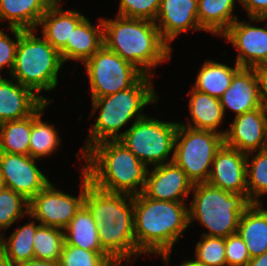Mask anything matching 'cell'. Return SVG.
Returning a JSON list of instances; mask_svg holds the SVG:
<instances>
[{"label":"cell","mask_w":267,"mask_h":266,"mask_svg":"<svg viewBox=\"0 0 267 266\" xmlns=\"http://www.w3.org/2000/svg\"><path fill=\"white\" fill-rule=\"evenodd\" d=\"M35 161L30 155L0 152L5 187L23 195L28 201L50 183Z\"/></svg>","instance_id":"obj_13"},{"label":"cell","mask_w":267,"mask_h":266,"mask_svg":"<svg viewBox=\"0 0 267 266\" xmlns=\"http://www.w3.org/2000/svg\"><path fill=\"white\" fill-rule=\"evenodd\" d=\"M98 225L83 204L64 229L65 243L88 251L106 252L100 244Z\"/></svg>","instance_id":"obj_24"},{"label":"cell","mask_w":267,"mask_h":266,"mask_svg":"<svg viewBox=\"0 0 267 266\" xmlns=\"http://www.w3.org/2000/svg\"><path fill=\"white\" fill-rule=\"evenodd\" d=\"M223 144L220 133L189 128L179 122L172 162L185 172L193 185L206 183L215 154Z\"/></svg>","instance_id":"obj_8"},{"label":"cell","mask_w":267,"mask_h":266,"mask_svg":"<svg viewBox=\"0 0 267 266\" xmlns=\"http://www.w3.org/2000/svg\"><path fill=\"white\" fill-rule=\"evenodd\" d=\"M195 248V259L207 266H227L225 238L201 235Z\"/></svg>","instance_id":"obj_35"},{"label":"cell","mask_w":267,"mask_h":266,"mask_svg":"<svg viewBox=\"0 0 267 266\" xmlns=\"http://www.w3.org/2000/svg\"><path fill=\"white\" fill-rule=\"evenodd\" d=\"M161 0H120L117 15L155 21Z\"/></svg>","instance_id":"obj_36"},{"label":"cell","mask_w":267,"mask_h":266,"mask_svg":"<svg viewBox=\"0 0 267 266\" xmlns=\"http://www.w3.org/2000/svg\"><path fill=\"white\" fill-rule=\"evenodd\" d=\"M225 256L227 266H248L251 258L238 232L225 237Z\"/></svg>","instance_id":"obj_37"},{"label":"cell","mask_w":267,"mask_h":266,"mask_svg":"<svg viewBox=\"0 0 267 266\" xmlns=\"http://www.w3.org/2000/svg\"><path fill=\"white\" fill-rule=\"evenodd\" d=\"M178 125L179 122H165L146 115L121 132L118 141L146 166L167 164L173 161V154L170 160L168 156L174 153Z\"/></svg>","instance_id":"obj_9"},{"label":"cell","mask_w":267,"mask_h":266,"mask_svg":"<svg viewBox=\"0 0 267 266\" xmlns=\"http://www.w3.org/2000/svg\"><path fill=\"white\" fill-rule=\"evenodd\" d=\"M91 183L110 193L138 195L144 191L148 166L118 140L92 146L82 157Z\"/></svg>","instance_id":"obj_4"},{"label":"cell","mask_w":267,"mask_h":266,"mask_svg":"<svg viewBox=\"0 0 267 266\" xmlns=\"http://www.w3.org/2000/svg\"><path fill=\"white\" fill-rule=\"evenodd\" d=\"M59 266H120L107 252L81 249L64 242Z\"/></svg>","instance_id":"obj_33"},{"label":"cell","mask_w":267,"mask_h":266,"mask_svg":"<svg viewBox=\"0 0 267 266\" xmlns=\"http://www.w3.org/2000/svg\"><path fill=\"white\" fill-rule=\"evenodd\" d=\"M0 266H17V264L12 262L0 251Z\"/></svg>","instance_id":"obj_44"},{"label":"cell","mask_w":267,"mask_h":266,"mask_svg":"<svg viewBox=\"0 0 267 266\" xmlns=\"http://www.w3.org/2000/svg\"><path fill=\"white\" fill-rule=\"evenodd\" d=\"M32 115L0 124V152L29 155Z\"/></svg>","instance_id":"obj_30"},{"label":"cell","mask_w":267,"mask_h":266,"mask_svg":"<svg viewBox=\"0 0 267 266\" xmlns=\"http://www.w3.org/2000/svg\"><path fill=\"white\" fill-rule=\"evenodd\" d=\"M237 19L221 36L238 50L240 67L267 70V24L264 28Z\"/></svg>","instance_id":"obj_12"},{"label":"cell","mask_w":267,"mask_h":266,"mask_svg":"<svg viewBox=\"0 0 267 266\" xmlns=\"http://www.w3.org/2000/svg\"><path fill=\"white\" fill-rule=\"evenodd\" d=\"M92 98L115 94L132 87L144 74L104 45L87 61Z\"/></svg>","instance_id":"obj_10"},{"label":"cell","mask_w":267,"mask_h":266,"mask_svg":"<svg viewBox=\"0 0 267 266\" xmlns=\"http://www.w3.org/2000/svg\"><path fill=\"white\" fill-rule=\"evenodd\" d=\"M64 242V230L40 225L34 235V259L59 262Z\"/></svg>","instance_id":"obj_32"},{"label":"cell","mask_w":267,"mask_h":266,"mask_svg":"<svg viewBox=\"0 0 267 266\" xmlns=\"http://www.w3.org/2000/svg\"><path fill=\"white\" fill-rule=\"evenodd\" d=\"M197 12L198 0H161L154 22L162 39L170 46L175 37L184 31L203 30Z\"/></svg>","instance_id":"obj_18"},{"label":"cell","mask_w":267,"mask_h":266,"mask_svg":"<svg viewBox=\"0 0 267 266\" xmlns=\"http://www.w3.org/2000/svg\"><path fill=\"white\" fill-rule=\"evenodd\" d=\"M84 205L99 224L102 248L120 266H124L122 260L128 264L132 256H136L133 262L142 255L134 238V196L106 192L91 183L86 189Z\"/></svg>","instance_id":"obj_1"},{"label":"cell","mask_w":267,"mask_h":266,"mask_svg":"<svg viewBox=\"0 0 267 266\" xmlns=\"http://www.w3.org/2000/svg\"><path fill=\"white\" fill-rule=\"evenodd\" d=\"M40 1L46 9L61 8L60 6L61 0H40Z\"/></svg>","instance_id":"obj_43"},{"label":"cell","mask_w":267,"mask_h":266,"mask_svg":"<svg viewBox=\"0 0 267 266\" xmlns=\"http://www.w3.org/2000/svg\"><path fill=\"white\" fill-rule=\"evenodd\" d=\"M50 103L44 102L33 114H32V130L29 144V155L34 159H39L52 155L54 151H57L61 142L59 138L58 130L53 125L48 124L42 120V113Z\"/></svg>","instance_id":"obj_28"},{"label":"cell","mask_w":267,"mask_h":266,"mask_svg":"<svg viewBox=\"0 0 267 266\" xmlns=\"http://www.w3.org/2000/svg\"><path fill=\"white\" fill-rule=\"evenodd\" d=\"M43 103L30 88L0 76V124L27 118Z\"/></svg>","instance_id":"obj_19"},{"label":"cell","mask_w":267,"mask_h":266,"mask_svg":"<svg viewBox=\"0 0 267 266\" xmlns=\"http://www.w3.org/2000/svg\"><path fill=\"white\" fill-rule=\"evenodd\" d=\"M251 203L240 217L238 233L246 244L250 258L267 251V209ZM261 206V207H260Z\"/></svg>","instance_id":"obj_21"},{"label":"cell","mask_w":267,"mask_h":266,"mask_svg":"<svg viewBox=\"0 0 267 266\" xmlns=\"http://www.w3.org/2000/svg\"><path fill=\"white\" fill-rule=\"evenodd\" d=\"M103 22L93 26L87 17L72 31L70 41L59 51L63 63L76 60L84 63L90 59L102 46Z\"/></svg>","instance_id":"obj_20"},{"label":"cell","mask_w":267,"mask_h":266,"mask_svg":"<svg viewBox=\"0 0 267 266\" xmlns=\"http://www.w3.org/2000/svg\"><path fill=\"white\" fill-rule=\"evenodd\" d=\"M247 154L226 145L216 152L206 183L231 193L242 194L248 200Z\"/></svg>","instance_id":"obj_15"},{"label":"cell","mask_w":267,"mask_h":266,"mask_svg":"<svg viewBox=\"0 0 267 266\" xmlns=\"http://www.w3.org/2000/svg\"><path fill=\"white\" fill-rule=\"evenodd\" d=\"M14 36L15 40L10 38L3 30L0 29V72L4 69V66H8L9 74L12 72L14 60L16 56V49L19 42L20 35L25 31L18 28H9ZM2 74L0 73V76Z\"/></svg>","instance_id":"obj_38"},{"label":"cell","mask_w":267,"mask_h":266,"mask_svg":"<svg viewBox=\"0 0 267 266\" xmlns=\"http://www.w3.org/2000/svg\"><path fill=\"white\" fill-rule=\"evenodd\" d=\"M34 30H25L19 37L11 78L30 88L44 102L51 100L40 95L57 87L63 61L60 53Z\"/></svg>","instance_id":"obj_6"},{"label":"cell","mask_w":267,"mask_h":266,"mask_svg":"<svg viewBox=\"0 0 267 266\" xmlns=\"http://www.w3.org/2000/svg\"><path fill=\"white\" fill-rule=\"evenodd\" d=\"M224 145L244 153L267 149V112L263 107L235 116L224 130Z\"/></svg>","instance_id":"obj_14"},{"label":"cell","mask_w":267,"mask_h":266,"mask_svg":"<svg viewBox=\"0 0 267 266\" xmlns=\"http://www.w3.org/2000/svg\"><path fill=\"white\" fill-rule=\"evenodd\" d=\"M104 46L133 64L144 75L171 59L172 48L161 37L154 21L117 15L102 18Z\"/></svg>","instance_id":"obj_3"},{"label":"cell","mask_w":267,"mask_h":266,"mask_svg":"<svg viewBox=\"0 0 267 266\" xmlns=\"http://www.w3.org/2000/svg\"><path fill=\"white\" fill-rule=\"evenodd\" d=\"M186 202L158 201L134 195V238L144 255H159L168 264L174 243L189 226Z\"/></svg>","instance_id":"obj_2"},{"label":"cell","mask_w":267,"mask_h":266,"mask_svg":"<svg viewBox=\"0 0 267 266\" xmlns=\"http://www.w3.org/2000/svg\"><path fill=\"white\" fill-rule=\"evenodd\" d=\"M17 266H59V262L31 259L28 261L17 263Z\"/></svg>","instance_id":"obj_40"},{"label":"cell","mask_w":267,"mask_h":266,"mask_svg":"<svg viewBox=\"0 0 267 266\" xmlns=\"http://www.w3.org/2000/svg\"><path fill=\"white\" fill-rule=\"evenodd\" d=\"M262 107L267 112V70H262Z\"/></svg>","instance_id":"obj_41"},{"label":"cell","mask_w":267,"mask_h":266,"mask_svg":"<svg viewBox=\"0 0 267 266\" xmlns=\"http://www.w3.org/2000/svg\"><path fill=\"white\" fill-rule=\"evenodd\" d=\"M241 67L235 62L234 67L217 61H205L198 72L193 88L199 92L220 98L231 85L234 74Z\"/></svg>","instance_id":"obj_27"},{"label":"cell","mask_w":267,"mask_h":266,"mask_svg":"<svg viewBox=\"0 0 267 266\" xmlns=\"http://www.w3.org/2000/svg\"><path fill=\"white\" fill-rule=\"evenodd\" d=\"M188 207L189 225L196 219L208 232L204 236L225 238L238 232L240 217L251 204L242 194L231 193L208 183L194 184Z\"/></svg>","instance_id":"obj_7"},{"label":"cell","mask_w":267,"mask_h":266,"mask_svg":"<svg viewBox=\"0 0 267 266\" xmlns=\"http://www.w3.org/2000/svg\"><path fill=\"white\" fill-rule=\"evenodd\" d=\"M246 9L249 18H265L267 16V0H239Z\"/></svg>","instance_id":"obj_39"},{"label":"cell","mask_w":267,"mask_h":266,"mask_svg":"<svg viewBox=\"0 0 267 266\" xmlns=\"http://www.w3.org/2000/svg\"><path fill=\"white\" fill-rule=\"evenodd\" d=\"M189 111L191 119L189 123H181L189 128L209 130L224 136L225 131H219L224 119V113L219 98L197 91L192 87L190 92Z\"/></svg>","instance_id":"obj_22"},{"label":"cell","mask_w":267,"mask_h":266,"mask_svg":"<svg viewBox=\"0 0 267 266\" xmlns=\"http://www.w3.org/2000/svg\"><path fill=\"white\" fill-rule=\"evenodd\" d=\"M46 11L40 0H0V20L9 28L36 31Z\"/></svg>","instance_id":"obj_25"},{"label":"cell","mask_w":267,"mask_h":266,"mask_svg":"<svg viewBox=\"0 0 267 266\" xmlns=\"http://www.w3.org/2000/svg\"><path fill=\"white\" fill-rule=\"evenodd\" d=\"M25 209V210H24ZM29 215V201L10 188L0 190V230L4 231L17 219Z\"/></svg>","instance_id":"obj_34"},{"label":"cell","mask_w":267,"mask_h":266,"mask_svg":"<svg viewBox=\"0 0 267 266\" xmlns=\"http://www.w3.org/2000/svg\"><path fill=\"white\" fill-rule=\"evenodd\" d=\"M151 76L143 75L132 87L104 97L92 98L91 117L100 108L94 126L90 129L86 145L82 148L84 155L92 146L105 140H118V132L133 117L134 121L143 118L144 106L156 104L157 93Z\"/></svg>","instance_id":"obj_5"},{"label":"cell","mask_w":267,"mask_h":266,"mask_svg":"<svg viewBox=\"0 0 267 266\" xmlns=\"http://www.w3.org/2000/svg\"><path fill=\"white\" fill-rule=\"evenodd\" d=\"M148 168L143 193L158 201L186 202L193 183L185 172L173 162Z\"/></svg>","instance_id":"obj_17"},{"label":"cell","mask_w":267,"mask_h":266,"mask_svg":"<svg viewBox=\"0 0 267 266\" xmlns=\"http://www.w3.org/2000/svg\"><path fill=\"white\" fill-rule=\"evenodd\" d=\"M248 266H267V251L260 256L250 259Z\"/></svg>","instance_id":"obj_42"},{"label":"cell","mask_w":267,"mask_h":266,"mask_svg":"<svg viewBox=\"0 0 267 266\" xmlns=\"http://www.w3.org/2000/svg\"><path fill=\"white\" fill-rule=\"evenodd\" d=\"M234 6L235 0H198L200 27L221 36L238 19L232 14Z\"/></svg>","instance_id":"obj_26"},{"label":"cell","mask_w":267,"mask_h":266,"mask_svg":"<svg viewBox=\"0 0 267 266\" xmlns=\"http://www.w3.org/2000/svg\"><path fill=\"white\" fill-rule=\"evenodd\" d=\"M246 175L248 201L262 203L258 198L267 194V149L247 153Z\"/></svg>","instance_id":"obj_31"},{"label":"cell","mask_w":267,"mask_h":266,"mask_svg":"<svg viewBox=\"0 0 267 266\" xmlns=\"http://www.w3.org/2000/svg\"><path fill=\"white\" fill-rule=\"evenodd\" d=\"M250 20L252 21V22H256V23H258V22H261L262 20L263 21H267V16L265 17V18H250Z\"/></svg>","instance_id":"obj_47"},{"label":"cell","mask_w":267,"mask_h":266,"mask_svg":"<svg viewBox=\"0 0 267 266\" xmlns=\"http://www.w3.org/2000/svg\"><path fill=\"white\" fill-rule=\"evenodd\" d=\"M40 224L35 220L18 228L9 239L5 241V233L0 234V251L14 263L34 259V235Z\"/></svg>","instance_id":"obj_29"},{"label":"cell","mask_w":267,"mask_h":266,"mask_svg":"<svg viewBox=\"0 0 267 266\" xmlns=\"http://www.w3.org/2000/svg\"><path fill=\"white\" fill-rule=\"evenodd\" d=\"M178 266H207L201 262H198L196 259L194 260H184L183 263H181V265Z\"/></svg>","instance_id":"obj_45"},{"label":"cell","mask_w":267,"mask_h":266,"mask_svg":"<svg viewBox=\"0 0 267 266\" xmlns=\"http://www.w3.org/2000/svg\"><path fill=\"white\" fill-rule=\"evenodd\" d=\"M3 188H5V183H4L3 174L1 171V167H0V190Z\"/></svg>","instance_id":"obj_46"},{"label":"cell","mask_w":267,"mask_h":266,"mask_svg":"<svg viewBox=\"0 0 267 266\" xmlns=\"http://www.w3.org/2000/svg\"><path fill=\"white\" fill-rule=\"evenodd\" d=\"M81 192L79 196L66 194L50 182L29 201V215L40 225L64 230L76 212L84 204V196L91 181L85 171L81 170Z\"/></svg>","instance_id":"obj_11"},{"label":"cell","mask_w":267,"mask_h":266,"mask_svg":"<svg viewBox=\"0 0 267 266\" xmlns=\"http://www.w3.org/2000/svg\"><path fill=\"white\" fill-rule=\"evenodd\" d=\"M77 10L63 11L61 8L47 9L39 25L43 37L58 51L70 41L72 31L85 19Z\"/></svg>","instance_id":"obj_23"},{"label":"cell","mask_w":267,"mask_h":266,"mask_svg":"<svg viewBox=\"0 0 267 266\" xmlns=\"http://www.w3.org/2000/svg\"><path fill=\"white\" fill-rule=\"evenodd\" d=\"M219 100L224 116L226 108L239 116L262 107V70L241 67Z\"/></svg>","instance_id":"obj_16"}]
</instances>
